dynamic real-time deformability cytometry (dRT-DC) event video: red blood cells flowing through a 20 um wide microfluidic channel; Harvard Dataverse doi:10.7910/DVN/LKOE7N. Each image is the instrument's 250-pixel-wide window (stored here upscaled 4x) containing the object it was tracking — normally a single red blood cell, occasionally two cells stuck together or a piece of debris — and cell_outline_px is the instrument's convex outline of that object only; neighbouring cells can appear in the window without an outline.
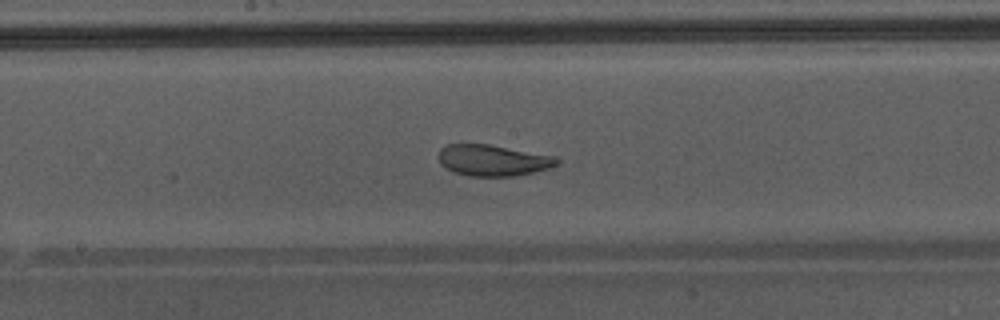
{"species": "Egyptian fruit bat (a non-hibernating species)", "species_latin": "Rousettus aegyptiacus", "temperature_condition": "warm", "stored_images_in_passage": 49, "camera_frame_rate_fps": 3000, "um_per_image_px": 0.085, "animal": {"sex": "male"}, "frame": {"image": 1, "passage_image": 28, "time_ms": 9.0, "image_size_px": [1000, 320], "cell_outline_px": [[560, 160], [556, 164], [548, 168], [516, 176], [468, 176], [452, 172], [440, 164], [436, 156], [440, 148], [448, 144], [488, 144], [556, 156]], "centroid_in_image_um": [41.84, 13.62], "position_along_channel_um": 206.4, "area_um2": 21.68}, "authors_computed_cell_mechanics": {"area_um2": 27.455, "velocity_mm_per_s": 4.3252, "shape_relaxation_time_tau1_ms": 3.7783, "shape_relaxation_time_tau2_ms": 1.2152, "deformation_change_tau1": 0.1327, "deformation_change_tau2": 0.0784}}